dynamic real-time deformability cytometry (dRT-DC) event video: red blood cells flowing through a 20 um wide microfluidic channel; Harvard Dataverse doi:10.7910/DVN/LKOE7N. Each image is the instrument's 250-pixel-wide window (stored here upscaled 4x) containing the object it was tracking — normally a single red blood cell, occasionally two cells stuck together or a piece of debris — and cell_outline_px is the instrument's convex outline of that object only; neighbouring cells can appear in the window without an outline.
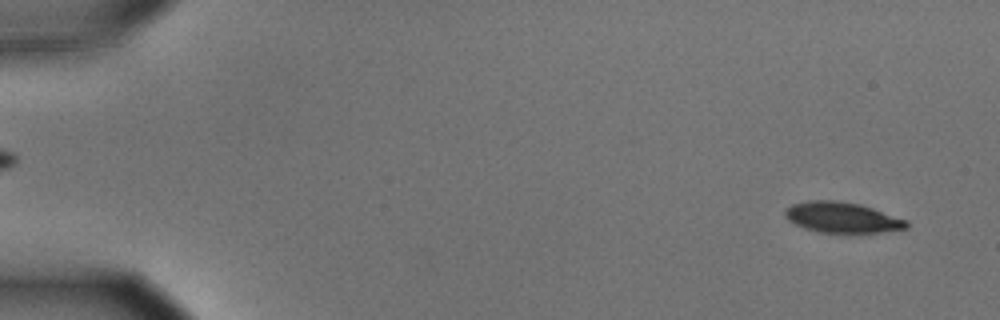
{"species": "common noctule bat (a hibernating species)", "species_latin": "Nyctalus noctula", "temperature_condition": "cold", "stored_images_in_passage": 57, "camera_frame_rate_fps": 3000, "um_per_image_px": 0.085, "animal": {"sex": "male", "body_mass_g": 15.6}, "frame": {"image": 1, "passage_image": 3, "time_ms": 0.667, "image_size_px": [1000, 320], "cell_outline_px": [[908, 228], [880, 232], [820, 232], [804, 228], [788, 220], [784, 216], [784, 208], [792, 204], [808, 200], [836, 200], [860, 204], [908, 220]], "centroid_in_image_um": [71.55, 18.47], "position_along_channel_um": 13.5, "area_um2": 21.62}}
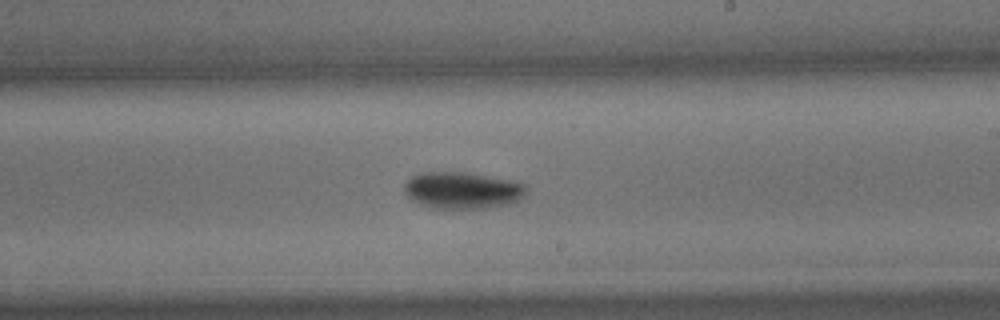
{"frame": {"image": 2, "passage_image": 34, "time_ms": 11.0, "image_size_px": [1000, 320], "cell_outline_px": [[528, 188], [524, 196], [520, 200], [512, 204], [484, 208], [432, 208], [420, 204], [412, 200], [404, 192], [404, 184], [412, 176], [420, 172], [464, 172], [516, 180], [524, 184]], "centroid_in_image_um": [39.34, 16.17], "position_along_channel_um": 249.7, "area_um2": 26.47}}
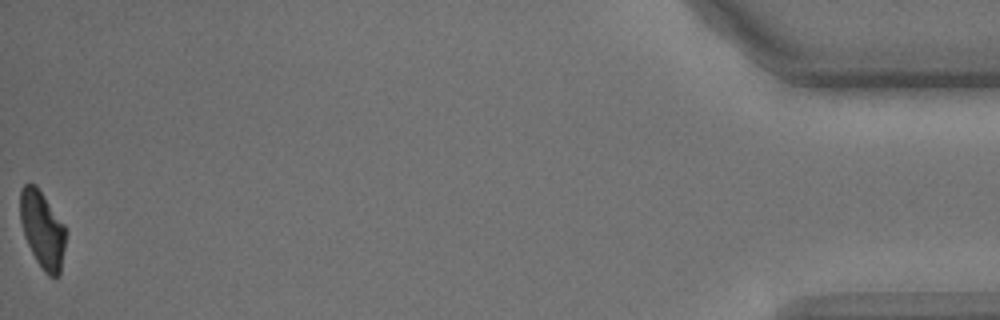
{"frame": {"image": 3, "passage_image": 57, "time_ms": 18.667, "image_size_px": [1000, 320], "cell_outline_px": [[64, 248], [60, 272], [56, 276], [48, 276], [44, 272], [36, 260], [24, 236], [20, 220], [20, 188], [24, 184], [36, 184], [64, 224]], "centroid_in_image_um": [3.57, 19.48], "position_along_channel_um": 431.6, "area_um2": 20.17}, "authors_computed_cell_mechanics": {"area_um2": 23.5824, "velocity_mm_per_s": 3.5345, "shape_relaxation_time_tau1_ms": 2.4433, "shape_relaxation_time_tau2_ms": null, "deformation_change_tau1": 0.1176, "deformation_change_tau2": null}}